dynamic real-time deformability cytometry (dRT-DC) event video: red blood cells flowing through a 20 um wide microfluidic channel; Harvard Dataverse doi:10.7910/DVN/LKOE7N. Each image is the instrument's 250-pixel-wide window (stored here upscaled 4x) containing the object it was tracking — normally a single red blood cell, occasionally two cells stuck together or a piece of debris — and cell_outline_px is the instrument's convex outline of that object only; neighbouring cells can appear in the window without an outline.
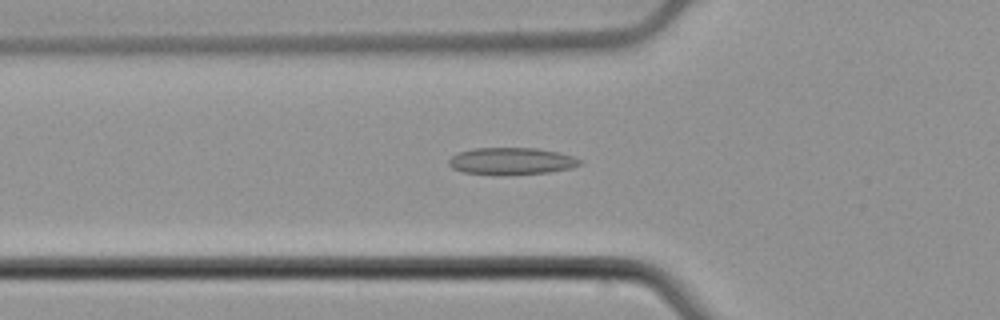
{"species": "common noctule bat (a hibernating species)", "species_latin": "Nyctalus noctula", "temperature_condition": "cold", "stored_images_in_passage": 4, "camera_frame_rate_fps": 3000, "um_per_image_px": 0.085, "animal": {"sex": "male", "body_mass_g": 21.5, "forearm_length_mm": 52.0}, "frame": {"image": 1, "passage_image": 4, "time_ms": 1.0, "image_size_px": [1000, 320], "cell_outline_px": [[584, 164], [572, 168], [548, 172], [464, 172], [452, 168], [448, 164], [448, 160], [452, 156], [460, 152], [472, 148], [536, 148], [560, 152], [584, 160]], "centroid_in_image_um": [43.55, 13.64], "position_along_channel_um": 82.2, "area_um2": 19.83}}